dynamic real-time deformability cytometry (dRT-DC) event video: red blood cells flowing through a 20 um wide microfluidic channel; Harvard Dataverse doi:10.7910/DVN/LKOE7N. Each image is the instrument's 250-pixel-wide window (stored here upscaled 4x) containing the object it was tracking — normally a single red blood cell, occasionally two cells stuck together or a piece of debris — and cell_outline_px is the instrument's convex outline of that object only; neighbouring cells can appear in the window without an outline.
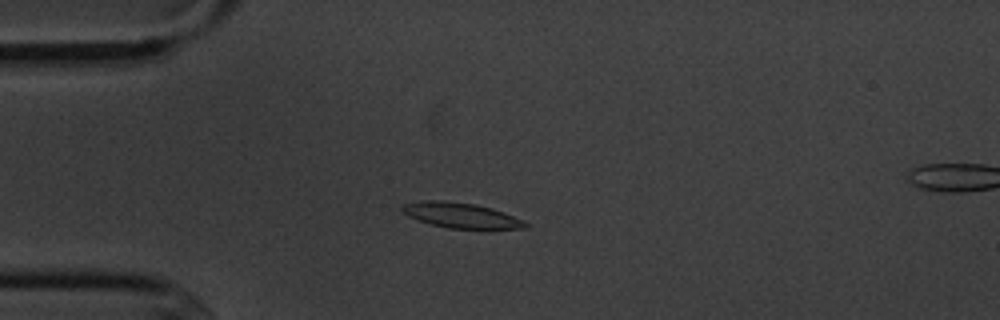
{"species": "common noctule bat (a hibernating species)", "species_latin": "Nyctalus noctula", "temperature_condition": "cold", "stored_images_in_passage": 16, "segment_of_instrument_passage": [1, 2], "camera_frame_rate_fps": 3000, "um_per_image_px": 0.085, "animal": {"sex": "male", "body_mass_g": 20.1, "forearm_length_mm": 53.5}, "frame": {"image": 1, "passage_image": 4, "time_ms": 4.333, "image_size_px": [1000, 320], "cell_outline_px": [[532, 224], [528, 228], [448, 228], [432, 224], [408, 216], [400, 212], [400, 208], [404, 204], [424, 200], [444, 200], [476, 204], [492, 208], [504, 212], [524, 220]], "centroid_in_image_um": [39.21, 18.29], "position_along_channel_um": 45.8, "area_um2": 18.15}}
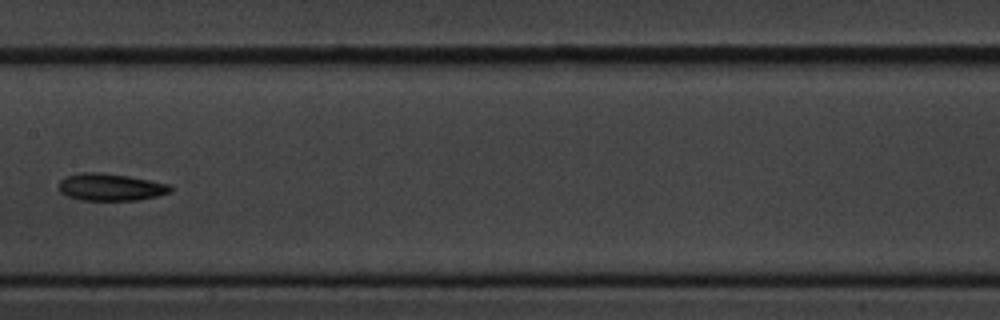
{"frame": {"image": 2, "passage_image": 8, "time_ms": 9.0, "image_size_px": [1000, 320], "cell_outline_px": [[172, 192], [140, 200], [80, 200], [68, 196], [60, 192], [60, 180], [68, 176], [84, 172], [96, 172], [128, 176], [172, 184]], "centroid_in_image_um": [9.45, 15.91], "position_along_channel_um": 197.9, "area_um2": 17.63}}
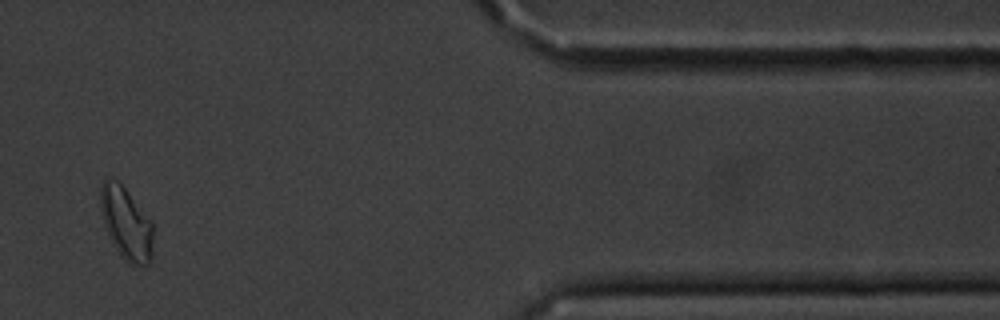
{"frame": {"image": 3, "passage_image": 13, "time_ms": 15.667, "image_size_px": [1000, 320], "cell_outline_px": [[152, 260], [148, 264], [128, 264], [124, 260], [116, 248], [108, 232], [100, 208], [100, 188], [104, 180], [116, 180], [124, 188], [152, 220]], "centroid_in_image_um": [10.75, 19.0], "position_along_channel_um": 400.7, "area_um2": 21.73}}